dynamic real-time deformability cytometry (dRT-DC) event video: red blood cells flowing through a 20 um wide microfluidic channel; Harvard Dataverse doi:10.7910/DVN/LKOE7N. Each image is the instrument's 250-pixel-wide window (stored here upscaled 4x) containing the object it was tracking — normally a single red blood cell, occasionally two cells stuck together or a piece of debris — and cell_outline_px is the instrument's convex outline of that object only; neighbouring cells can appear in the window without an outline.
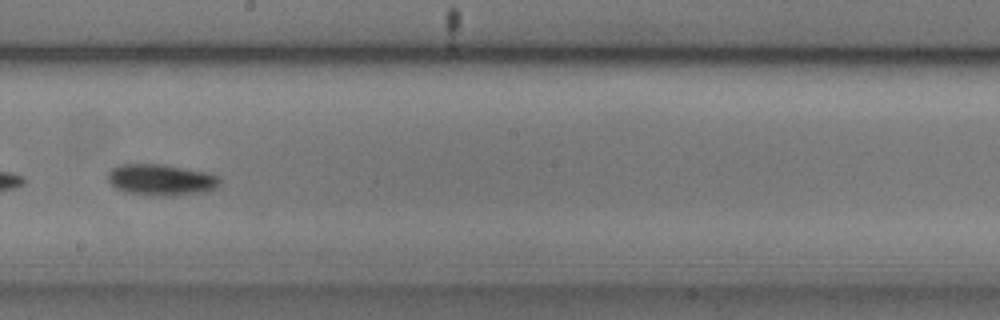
{"species": "common noctule bat (a hibernating species)", "species_latin": "Nyctalus noctula", "temperature_condition": "cold", "stored_images_in_passage": 38, "camera_frame_rate_fps": 3000, "um_per_image_px": 0.085, "animal": {"sex": "male", "body_mass_g": 20.5, "forearm_length_mm": 52.5}, "frame": {"image": 1, "passage_image": 17, "time_ms": 5.333, "image_size_px": [1000, 320], "cell_outline_px": [[220, 184], [216, 188], [208, 192], [172, 196], [160, 196], [124, 192], [116, 188], [108, 180], [108, 172], [116, 164], [160, 164], [208, 172], [220, 176]], "centroid_in_image_um": [13.72, 15.29], "position_along_channel_um": 234.5, "area_um2": 20.69}}
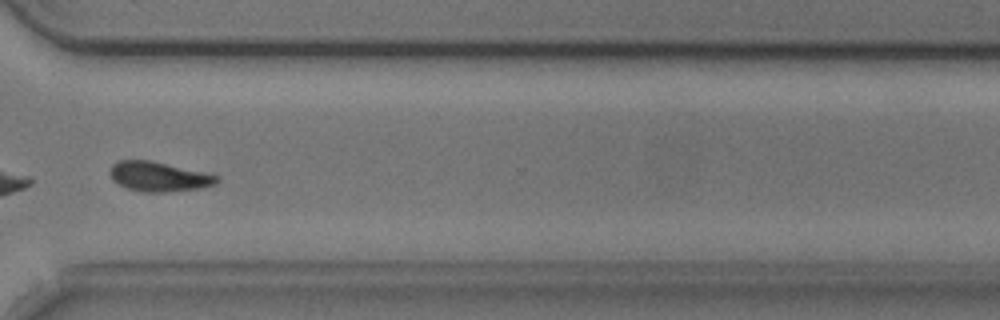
{"frame": {"image": 2, "passage_image": 27, "time_ms": 8.667, "image_size_px": [1000, 320], "cell_outline_px": [[220, 180], [216, 184], [200, 188], [168, 192], [140, 192], [128, 188], [112, 180], [112, 164], [120, 160], [152, 160], [204, 172], [220, 176]], "centroid_in_image_um": [13.55, 15.01], "position_along_channel_um": 357.1, "area_um2": 18.44}, "authors_computed_cell_mechanics": {"area_um2": 18.9873, "velocity_mm_per_s": 3.692, "shape_relaxation_time_tau1_ms": 1.921, "shape_relaxation_time_tau2_ms": null, "deformation_change_tau1": 0.1083, "deformation_change_tau2": null}}